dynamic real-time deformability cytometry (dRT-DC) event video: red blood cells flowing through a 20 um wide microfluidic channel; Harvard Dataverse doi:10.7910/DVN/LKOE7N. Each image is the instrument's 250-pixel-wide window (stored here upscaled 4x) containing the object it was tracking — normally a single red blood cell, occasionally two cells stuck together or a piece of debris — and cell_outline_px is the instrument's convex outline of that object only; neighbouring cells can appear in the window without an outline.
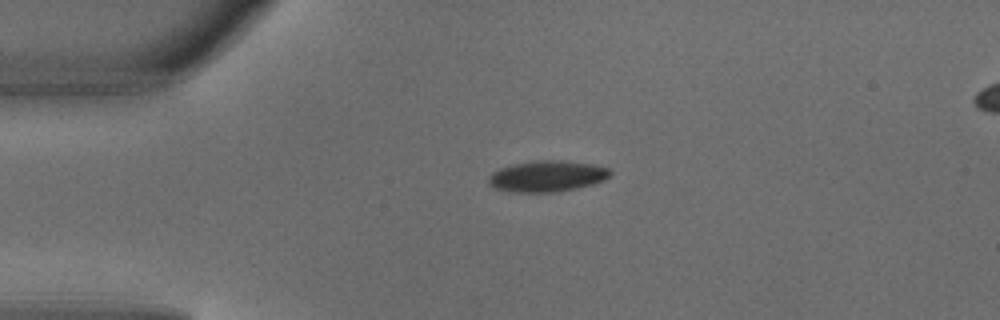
{"species": "common noctule bat (a hibernating species)", "species_latin": "Nyctalus noctula", "temperature_condition": "warm", "stored_images_in_passage": 2, "camera_frame_rate_fps": 3000, "um_per_image_px": 0.085, "animal": {"sex": "male", "body_mass_g": 18.8}, "frame": {"image": 1, "passage_image": 1, "time_ms": 0.0, "image_size_px": [1000, 320], "cell_outline_px": [[612, 172], [604, 180], [592, 184], [576, 188], [556, 192], [512, 192], [496, 188], [488, 184], [488, 176], [492, 172], [500, 168], [516, 164], [536, 160], [560, 160], [596, 164], [608, 168]], "centroid_in_image_um": [46.51, 14.97], "position_along_channel_um": 38.5, "area_um2": 22.02}}